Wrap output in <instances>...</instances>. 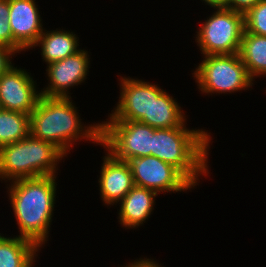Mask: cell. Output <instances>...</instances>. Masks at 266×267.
Returning <instances> with one entry per match:
<instances>
[{
	"mask_svg": "<svg viewBox=\"0 0 266 267\" xmlns=\"http://www.w3.org/2000/svg\"><path fill=\"white\" fill-rule=\"evenodd\" d=\"M100 144L118 160L151 155L155 128L139 121H106L100 124Z\"/></svg>",
	"mask_w": 266,
	"mask_h": 267,
	"instance_id": "obj_7",
	"label": "cell"
},
{
	"mask_svg": "<svg viewBox=\"0 0 266 267\" xmlns=\"http://www.w3.org/2000/svg\"><path fill=\"white\" fill-rule=\"evenodd\" d=\"M185 124L180 127L155 129L151 156L174 166L196 186L198 177L209 173L207 159L211 138L203 130L187 129Z\"/></svg>",
	"mask_w": 266,
	"mask_h": 267,
	"instance_id": "obj_3",
	"label": "cell"
},
{
	"mask_svg": "<svg viewBox=\"0 0 266 267\" xmlns=\"http://www.w3.org/2000/svg\"><path fill=\"white\" fill-rule=\"evenodd\" d=\"M239 55L252 79L266 74V36L244 31Z\"/></svg>",
	"mask_w": 266,
	"mask_h": 267,
	"instance_id": "obj_18",
	"label": "cell"
},
{
	"mask_svg": "<svg viewBox=\"0 0 266 267\" xmlns=\"http://www.w3.org/2000/svg\"><path fill=\"white\" fill-rule=\"evenodd\" d=\"M88 52L80 49L76 54L47 65L49 86L41 91V96L46 97H71L69 88L85 81L89 62ZM84 80V81H83Z\"/></svg>",
	"mask_w": 266,
	"mask_h": 267,
	"instance_id": "obj_11",
	"label": "cell"
},
{
	"mask_svg": "<svg viewBox=\"0 0 266 267\" xmlns=\"http://www.w3.org/2000/svg\"><path fill=\"white\" fill-rule=\"evenodd\" d=\"M157 192L144 187L134 186L119 202V222L125 228H138L148 219L154 209ZM138 226V227H137Z\"/></svg>",
	"mask_w": 266,
	"mask_h": 267,
	"instance_id": "obj_14",
	"label": "cell"
},
{
	"mask_svg": "<svg viewBox=\"0 0 266 267\" xmlns=\"http://www.w3.org/2000/svg\"><path fill=\"white\" fill-rule=\"evenodd\" d=\"M45 31L40 35L34 47H40L41 45L42 59L47 65L63 60L80 51L77 49V46H79L78 37L73 32L63 29Z\"/></svg>",
	"mask_w": 266,
	"mask_h": 267,
	"instance_id": "obj_15",
	"label": "cell"
},
{
	"mask_svg": "<svg viewBox=\"0 0 266 267\" xmlns=\"http://www.w3.org/2000/svg\"><path fill=\"white\" fill-rule=\"evenodd\" d=\"M245 31V15L217 8L196 32V42L204 56L237 54Z\"/></svg>",
	"mask_w": 266,
	"mask_h": 267,
	"instance_id": "obj_6",
	"label": "cell"
},
{
	"mask_svg": "<svg viewBox=\"0 0 266 267\" xmlns=\"http://www.w3.org/2000/svg\"><path fill=\"white\" fill-rule=\"evenodd\" d=\"M56 176L18 179L11 182L9 199L20 229L19 237L38 247L45 244L55 204Z\"/></svg>",
	"mask_w": 266,
	"mask_h": 267,
	"instance_id": "obj_1",
	"label": "cell"
},
{
	"mask_svg": "<svg viewBox=\"0 0 266 267\" xmlns=\"http://www.w3.org/2000/svg\"><path fill=\"white\" fill-rule=\"evenodd\" d=\"M35 3V0H9L8 22L16 53L33 48L44 31Z\"/></svg>",
	"mask_w": 266,
	"mask_h": 267,
	"instance_id": "obj_12",
	"label": "cell"
},
{
	"mask_svg": "<svg viewBox=\"0 0 266 267\" xmlns=\"http://www.w3.org/2000/svg\"><path fill=\"white\" fill-rule=\"evenodd\" d=\"M79 117L71 97L41 96L30 114V135L54 144L65 155L79 138L100 145L101 123L84 127Z\"/></svg>",
	"mask_w": 266,
	"mask_h": 267,
	"instance_id": "obj_2",
	"label": "cell"
},
{
	"mask_svg": "<svg viewBox=\"0 0 266 267\" xmlns=\"http://www.w3.org/2000/svg\"><path fill=\"white\" fill-rule=\"evenodd\" d=\"M207 5H210L215 10L217 8H227L228 0H203Z\"/></svg>",
	"mask_w": 266,
	"mask_h": 267,
	"instance_id": "obj_25",
	"label": "cell"
},
{
	"mask_svg": "<svg viewBox=\"0 0 266 267\" xmlns=\"http://www.w3.org/2000/svg\"><path fill=\"white\" fill-rule=\"evenodd\" d=\"M259 1L260 0H228L227 8L245 15Z\"/></svg>",
	"mask_w": 266,
	"mask_h": 267,
	"instance_id": "obj_22",
	"label": "cell"
},
{
	"mask_svg": "<svg viewBox=\"0 0 266 267\" xmlns=\"http://www.w3.org/2000/svg\"><path fill=\"white\" fill-rule=\"evenodd\" d=\"M38 249L39 247L28 239L0 235V267H33Z\"/></svg>",
	"mask_w": 266,
	"mask_h": 267,
	"instance_id": "obj_16",
	"label": "cell"
},
{
	"mask_svg": "<svg viewBox=\"0 0 266 267\" xmlns=\"http://www.w3.org/2000/svg\"><path fill=\"white\" fill-rule=\"evenodd\" d=\"M16 53L11 48L0 45V75L4 74L11 66V55Z\"/></svg>",
	"mask_w": 266,
	"mask_h": 267,
	"instance_id": "obj_23",
	"label": "cell"
},
{
	"mask_svg": "<svg viewBox=\"0 0 266 267\" xmlns=\"http://www.w3.org/2000/svg\"><path fill=\"white\" fill-rule=\"evenodd\" d=\"M9 0H0V45L14 50V38L8 22Z\"/></svg>",
	"mask_w": 266,
	"mask_h": 267,
	"instance_id": "obj_21",
	"label": "cell"
},
{
	"mask_svg": "<svg viewBox=\"0 0 266 267\" xmlns=\"http://www.w3.org/2000/svg\"><path fill=\"white\" fill-rule=\"evenodd\" d=\"M25 69L13 65L0 75V104L2 109L30 115L36 108L41 92Z\"/></svg>",
	"mask_w": 266,
	"mask_h": 267,
	"instance_id": "obj_10",
	"label": "cell"
},
{
	"mask_svg": "<svg viewBox=\"0 0 266 267\" xmlns=\"http://www.w3.org/2000/svg\"><path fill=\"white\" fill-rule=\"evenodd\" d=\"M136 186L160 192H181L195 187L177 168L155 156L127 161Z\"/></svg>",
	"mask_w": 266,
	"mask_h": 267,
	"instance_id": "obj_8",
	"label": "cell"
},
{
	"mask_svg": "<svg viewBox=\"0 0 266 267\" xmlns=\"http://www.w3.org/2000/svg\"><path fill=\"white\" fill-rule=\"evenodd\" d=\"M204 58L193 73L202 93H232L252 86L254 80L239 53L207 55Z\"/></svg>",
	"mask_w": 266,
	"mask_h": 267,
	"instance_id": "obj_5",
	"label": "cell"
},
{
	"mask_svg": "<svg viewBox=\"0 0 266 267\" xmlns=\"http://www.w3.org/2000/svg\"><path fill=\"white\" fill-rule=\"evenodd\" d=\"M106 155L98 180L100 196L105 205H113L121 201L135 184L128 162L116 159L109 152Z\"/></svg>",
	"mask_w": 266,
	"mask_h": 267,
	"instance_id": "obj_13",
	"label": "cell"
},
{
	"mask_svg": "<svg viewBox=\"0 0 266 267\" xmlns=\"http://www.w3.org/2000/svg\"><path fill=\"white\" fill-rule=\"evenodd\" d=\"M65 155L54 144L34 138L0 147V178L18 180L56 175V166Z\"/></svg>",
	"mask_w": 266,
	"mask_h": 267,
	"instance_id": "obj_4",
	"label": "cell"
},
{
	"mask_svg": "<svg viewBox=\"0 0 266 267\" xmlns=\"http://www.w3.org/2000/svg\"><path fill=\"white\" fill-rule=\"evenodd\" d=\"M120 80V100L107 121H139L150 126L151 95H161L164 90L138 79Z\"/></svg>",
	"mask_w": 266,
	"mask_h": 267,
	"instance_id": "obj_9",
	"label": "cell"
},
{
	"mask_svg": "<svg viewBox=\"0 0 266 267\" xmlns=\"http://www.w3.org/2000/svg\"><path fill=\"white\" fill-rule=\"evenodd\" d=\"M181 107L166 91L151 95L150 126L155 129L180 127L185 121Z\"/></svg>",
	"mask_w": 266,
	"mask_h": 267,
	"instance_id": "obj_17",
	"label": "cell"
},
{
	"mask_svg": "<svg viewBox=\"0 0 266 267\" xmlns=\"http://www.w3.org/2000/svg\"><path fill=\"white\" fill-rule=\"evenodd\" d=\"M30 134V115L0 110V147L25 139Z\"/></svg>",
	"mask_w": 266,
	"mask_h": 267,
	"instance_id": "obj_19",
	"label": "cell"
},
{
	"mask_svg": "<svg viewBox=\"0 0 266 267\" xmlns=\"http://www.w3.org/2000/svg\"><path fill=\"white\" fill-rule=\"evenodd\" d=\"M245 31L266 36V0H260L245 14Z\"/></svg>",
	"mask_w": 266,
	"mask_h": 267,
	"instance_id": "obj_20",
	"label": "cell"
},
{
	"mask_svg": "<svg viewBox=\"0 0 266 267\" xmlns=\"http://www.w3.org/2000/svg\"><path fill=\"white\" fill-rule=\"evenodd\" d=\"M125 267H160V265H158V263H156V261L154 262L151 259H139V260H135L132 263H129V265H126Z\"/></svg>",
	"mask_w": 266,
	"mask_h": 267,
	"instance_id": "obj_24",
	"label": "cell"
}]
</instances>
